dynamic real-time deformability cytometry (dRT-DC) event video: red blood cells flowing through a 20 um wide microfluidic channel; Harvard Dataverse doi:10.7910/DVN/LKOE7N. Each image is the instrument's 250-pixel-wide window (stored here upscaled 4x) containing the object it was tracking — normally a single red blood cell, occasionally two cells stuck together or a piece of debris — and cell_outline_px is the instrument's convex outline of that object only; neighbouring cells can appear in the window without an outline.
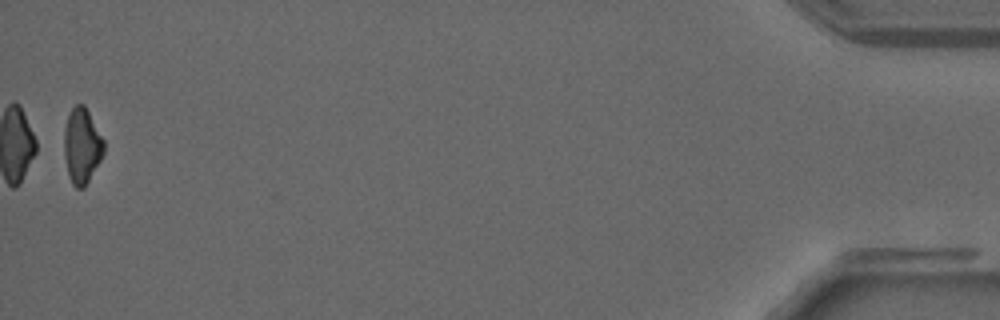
{"species": "common noctule bat (a hibernating species)", "species_latin": "Nyctalus noctula", "temperature_condition": "warm", "stored_images_in_passage": 36, "camera_frame_rate_fps": 3000, "um_per_image_px": 0.085, "animal": {"sex": "male", "forearm_length_mm": 52.5}, "frame": {"image": 1, "passage_image": 36, "time_ms": 11.667, "image_size_px": [1000, 320], "cell_outline_px": [[104, 152], [100, 160], [84, 188], [76, 188], [72, 184], [68, 176], [64, 156], [64, 128], [68, 116], [72, 108], [76, 104], [84, 104], [104, 140]], "centroid_in_image_um": [6.95, 12.4], "position_along_channel_um": 428.3, "area_um2": 17.4}}